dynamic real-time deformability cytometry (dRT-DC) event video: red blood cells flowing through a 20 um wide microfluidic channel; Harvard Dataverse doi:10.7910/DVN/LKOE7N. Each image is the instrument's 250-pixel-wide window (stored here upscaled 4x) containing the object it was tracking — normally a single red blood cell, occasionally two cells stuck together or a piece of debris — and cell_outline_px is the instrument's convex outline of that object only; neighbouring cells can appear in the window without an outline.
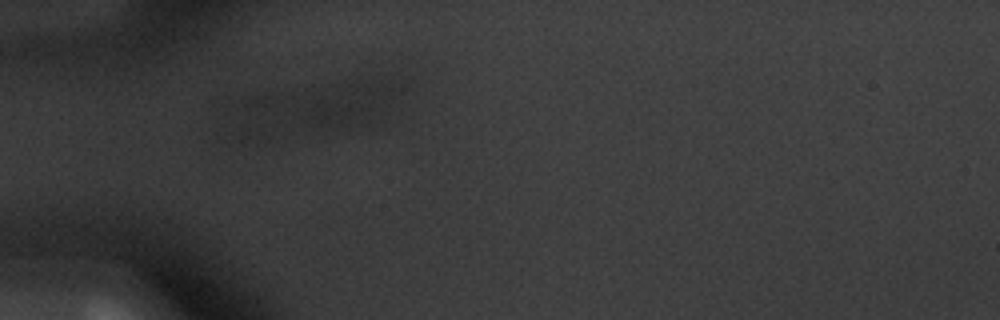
{"species": "common noctule bat (a hibernating species)", "species_latin": "Nyctalus noctula", "temperature_condition": "warm", "stored_images_in_passage": 5, "camera_frame_rate_fps": 3000, "um_per_image_px": 0.085, "animal": {"sex": "male", "body_mass_g": 20.1, "forearm_length_mm": 53.5}, "frame": {"image": 1, "passage_image": 5, "time_ms": 1.333, "image_size_px": [1000, 320], "cell_outline_px": [[408, 88], [368, 120], [348, 124], [320, 124], [308, 116], [356, 84], [368, 80], [388, 80], [400, 84]], "centroid_in_image_um": [30.49, 8.73], "position_along_channel_um": 54.5, "area_um2": 17.74}}